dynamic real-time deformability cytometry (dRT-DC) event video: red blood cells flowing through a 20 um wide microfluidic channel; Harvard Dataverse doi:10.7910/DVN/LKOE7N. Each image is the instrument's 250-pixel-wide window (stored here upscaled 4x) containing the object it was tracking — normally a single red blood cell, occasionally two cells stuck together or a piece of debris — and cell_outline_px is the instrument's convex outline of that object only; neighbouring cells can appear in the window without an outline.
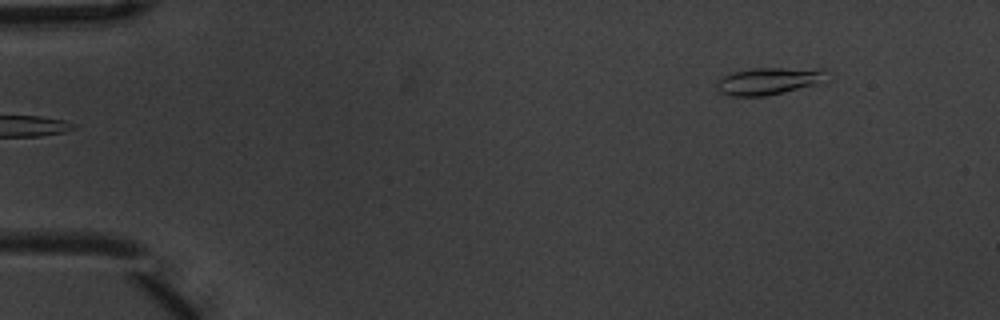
{"species": "common noctule bat (a hibernating species)", "species_latin": "Nyctalus noctula", "temperature_condition": "warm", "stored_images_in_passage": 4, "camera_frame_rate_fps": 3000, "um_per_image_px": 0.085, "animal": {"sex": "male", "body_mass_g": 20.1, "forearm_length_mm": 53.5}, "frame": {"image": 1, "passage_image": 4, "time_ms": 1.0, "image_size_px": [1000, 320], "cell_outline_px": [[832, 80], [828, 84], [764, 96], [728, 96], [720, 92], [716, 88], [716, 80], [732, 72], [752, 68], [828, 68], [832, 72]], "centroid_in_image_um": [65.59, 6.88], "position_along_channel_um": 19.4, "area_um2": 18.73}}